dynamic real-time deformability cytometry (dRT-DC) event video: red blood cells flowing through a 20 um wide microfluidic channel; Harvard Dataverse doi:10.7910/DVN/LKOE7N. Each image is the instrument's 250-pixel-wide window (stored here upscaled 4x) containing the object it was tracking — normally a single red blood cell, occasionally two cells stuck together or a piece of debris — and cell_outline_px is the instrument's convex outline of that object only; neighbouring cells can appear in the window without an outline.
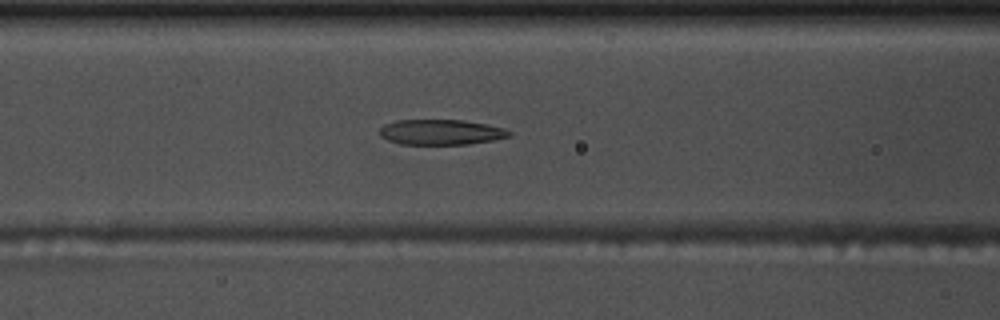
{"species": "common noctule bat (a hibernating species)", "species_latin": "Nyctalus noctula", "temperature_condition": "warm", "stored_images_in_passage": 36, "camera_frame_rate_fps": 3000, "um_per_image_px": 0.085, "animal": {"sex": "male", "body_mass_g": 17.5, "forearm_length_mm": 52.3}, "frame": {"image": 1, "passage_image": 14, "time_ms": 4.333, "image_size_px": [1000, 320], "cell_outline_px": [[512, 136], [496, 140], [468, 144], [400, 144], [388, 140], [380, 136], [380, 128], [384, 124], [396, 120], [464, 120], [504, 128], [512, 132]], "centroid_in_image_um": [37.5, 11.23], "position_along_channel_um": 129.1, "area_um2": 19.19}}
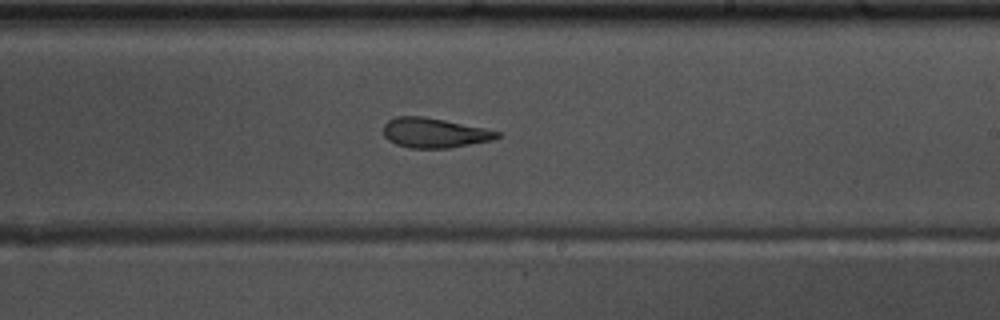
{"frame": {"image": 2, "passage_image": 24, "time_ms": 7.667, "image_size_px": [1000, 320], "cell_outline_px": [[500, 136], [492, 140], [448, 148], [408, 148], [396, 144], [388, 140], [384, 136], [384, 124], [388, 120], [396, 116], [424, 116], [484, 128], [500, 132]], "centroid_in_image_um": [36.89, 11.29], "position_along_channel_um": 252.1, "area_um2": 19.65}}
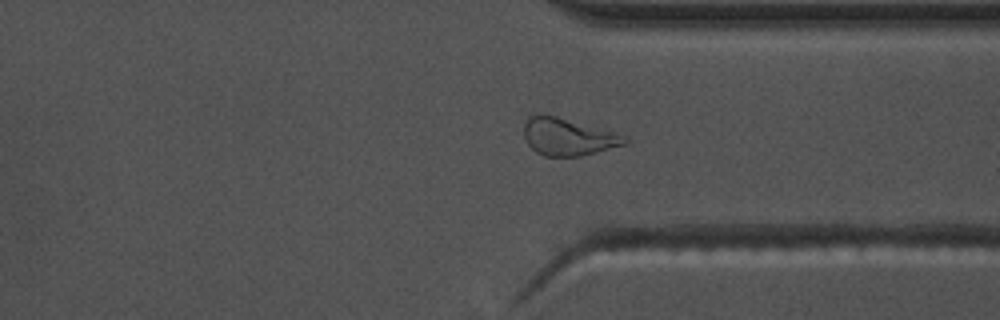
{"frame": {"image": 3, "passage_image": 33, "time_ms": 10.667, "image_size_px": [1000, 320], "cell_outline_px": [[628, 144], [580, 156], [544, 156], [536, 152], [528, 144], [524, 136], [524, 124], [528, 116], [556, 116], [612, 132], [628, 140]], "centroid_in_image_um": [48.24, 11.66], "position_along_channel_um": 363.2, "area_um2": 21.27}}